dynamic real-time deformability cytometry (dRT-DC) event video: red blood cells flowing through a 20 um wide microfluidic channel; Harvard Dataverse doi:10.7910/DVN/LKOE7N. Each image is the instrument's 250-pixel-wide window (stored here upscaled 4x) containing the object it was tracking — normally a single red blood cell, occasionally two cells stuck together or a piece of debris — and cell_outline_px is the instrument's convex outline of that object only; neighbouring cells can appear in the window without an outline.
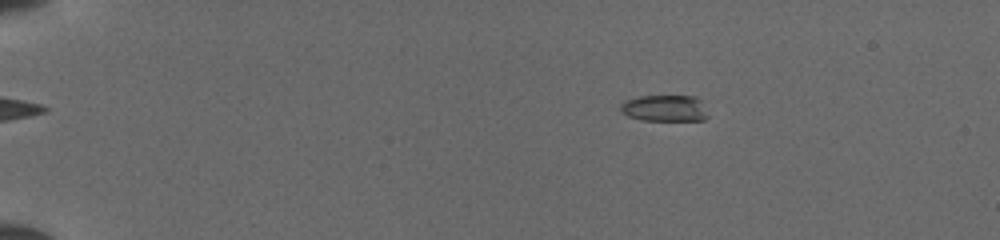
{"species": "common noctule bat (a hibernating species)", "species_latin": "Nyctalus noctula", "temperature_condition": "cold", "stored_images_in_passage": 51, "camera_frame_rate_fps": 3000, "um_per_image_px": 0.085, "animal": {"sex": "female", "body_mass_g": 19.5, "forearm_length_mm": 54.1}, "frame": {"image": 1, "passage_image": 10, "time_ms": 3.0, "image_size_px": [1000, 240], "cell_outline_px": [[708, 116], [704, 120], [640, 120], [628, 116], [620, 112], [620, 104], [624, 100], [640, 96], [696, 96], [700, 100]], "centroid_in_image_um": [56.45, 9.2], "position_along_channel_um": 28.5, "area_um2": 13.53}}
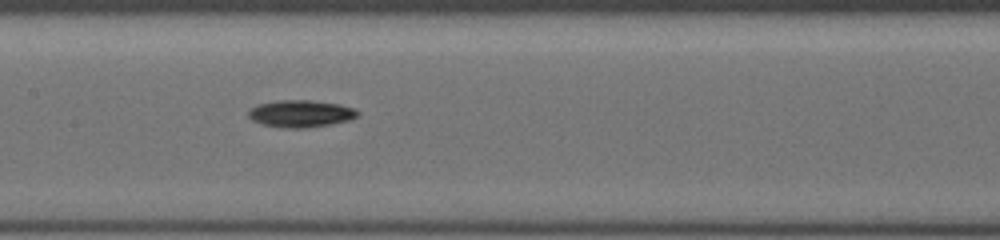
{"frame": {"image": 2, "passage_image": 28, "time_ms": 9.0, "image_size_px": [1000, 240], "cell_outline_px": [[360, 112], [356, 116], [348, 120], [328, 124], [304, 128], [284, 128], [264, 124], [252, 120], [248, 116], [248, 112], [256, 104], [276, 100], [312, 100], [340, 104], [356, 108]], "centroid_in_image_um": [25.56, 9.64], "position_along_channel_um": 181.8, "area_um2": 17.22}}
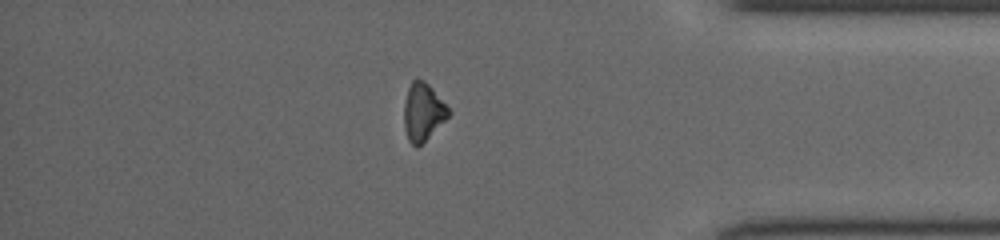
{"frame": {"image": 3, "passage_image": 45, "time_ms": 14.667, "image_size_px": [1000, 240], "cell_outline_px": [[452, 112], [416, 148], [408, 140], [404, 128], [404, 104], [408, 88], [412, 80], [424, 80], [432, 88]], "centroid_in_image_um": [35.93, 9.5], "position_along_channel_um": 399.3, "area_um2": 14.57}}